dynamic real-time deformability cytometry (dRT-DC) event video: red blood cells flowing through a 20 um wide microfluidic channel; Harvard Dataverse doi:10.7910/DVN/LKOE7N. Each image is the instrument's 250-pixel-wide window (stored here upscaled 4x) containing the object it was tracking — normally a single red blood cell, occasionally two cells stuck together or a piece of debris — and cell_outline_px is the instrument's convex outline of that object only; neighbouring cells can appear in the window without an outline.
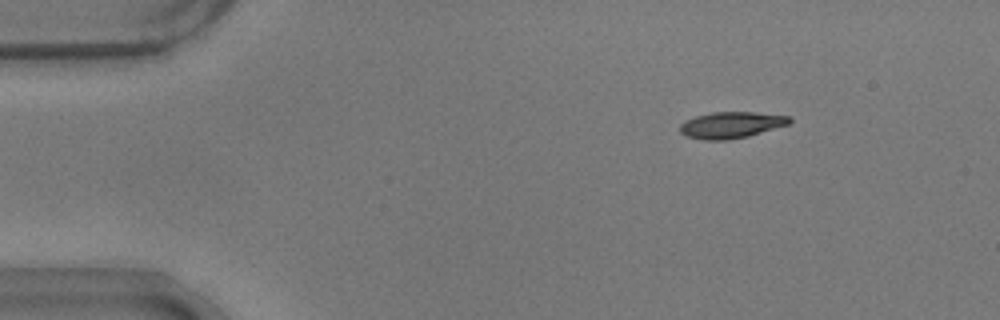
{"species": "common noctule bat (a hibernating species)", "species_latin": "Nyctalus noctula", "temperature_condition": "warm", "stored_images_in_passage": 48, "camera_frame_rate_fps": 3000, "um_per_image_px": 0.085, "animal": {"sex": "male", "body_mass_g": 17.9}, "frame": {"image": 1, "passage_image": 1, "time_ms": 0.0, "image_size_px": [1000, 320], "cell_outline_px": [[792, 120], [788, 124], [748, 136], [728, 140], [704, 140], [684, 136], [680, 132], [680, 124], [684, 120], [696, 116], [712, 112], [756, 112], [792, 116]], "centroid_in_image_um": [62.13, 10.62], "position_along_channel_um": 22.9, "area_um2": 16.94}}
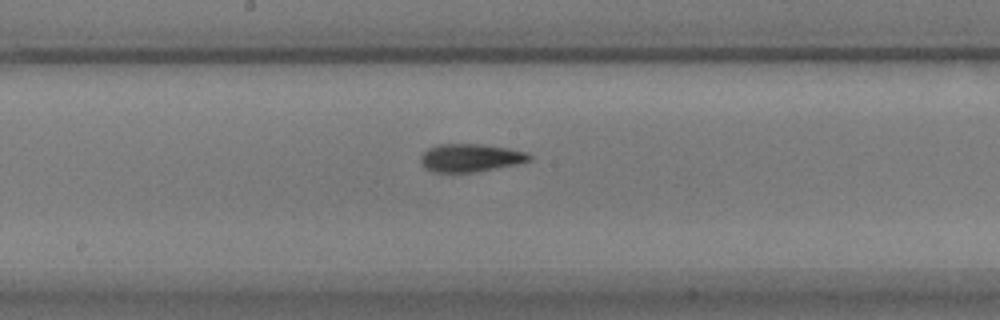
{"frame": {"image": 2, "passage_image": 22, "time_ms": 7.0, "image_size_px": [1000, 320], "cell_outline_px": [[532, 160], [516, 164], [496, 168], [472, 172], [436, 172], [424, 168], [420, 160], [420, 156], [428, 148], [436, 144], [480, 144], [508, 148], [528, 152], [532, 156]], "centroid_in_image_um": [39.99, 13.4], "position_along_channel_um": 208.2, "area_um2": 17.74}}
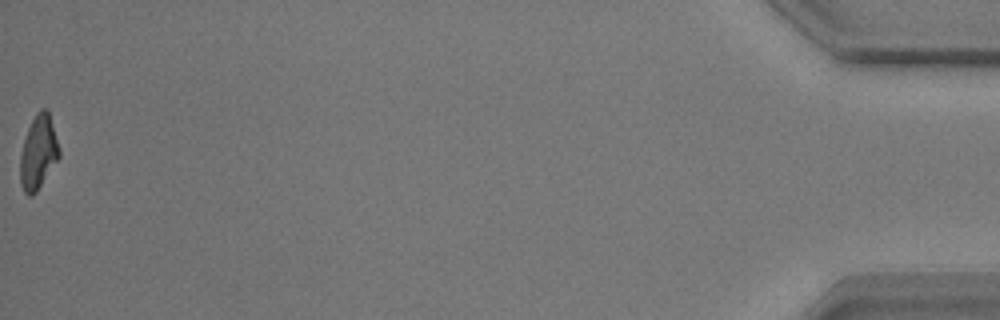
{"frame": {"image": 3, "passage_image": 48, "time_ms": 15.667, "image_size_px": [1000, 320], "cell_outline_px": [[60, 156], [36, 192], [32, 196], [28, 196], [24, 192], [20, 184], [20, 156], [24, 140], [28, 128], [36, 112], [40, 108], [48, 108], [60, 148]], "centroid_in_image_um": [3.26, 12.93], "position_along_channel_um": 431.9, "area_um2": 16.88}, "authors_computed_cell_mechanics": {"area_um2": 17.4267, "velocity_mm_per_s": 3.7194, "shape_relaxation_time_tau1_ms": 6.5221, "shape_relaxation_time_tau2_ms": 2.7016, "deformation_change_tau1": 0.2079, "deformation_change_tau2": 0.0981}}